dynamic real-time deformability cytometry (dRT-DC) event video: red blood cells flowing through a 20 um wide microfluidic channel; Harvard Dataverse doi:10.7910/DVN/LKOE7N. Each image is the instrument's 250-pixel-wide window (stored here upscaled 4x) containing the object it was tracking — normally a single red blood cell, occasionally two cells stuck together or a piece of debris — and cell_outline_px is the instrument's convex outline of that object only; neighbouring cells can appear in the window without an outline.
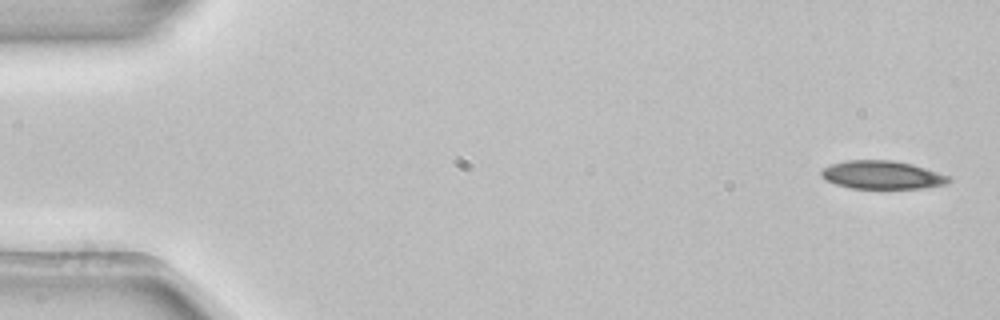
{"species": "common noctule bat (a hibernating species)", "species_latin": "Nyctalus noctula", "temperature_condition": "room temperature", "stored_images_in_passage": 4, "camera_frame_rate_fps": 3000, "um_per_image_px": 0.085, "animal": {"sex": "female", "body_mass_g": 22.7, "forearm_length_mm": 54.2}, "frame": {"image": 1, "passage_image": 1, "time_ms": 0.0, "image_size_px": [1000, 320], "cell_outline_px": [[952, 180], [948, 184], [920, 188], [848, 188], [824, 180], [820, 176], [820, 172], [824, 168], [832, 164], [848, 160], [892, 160], [912, 164], [948, 176]], "centroid_in_image_um": [74.95, 14.87], "position_along_channel_um": 10.1, "area_um2": 20.87}}
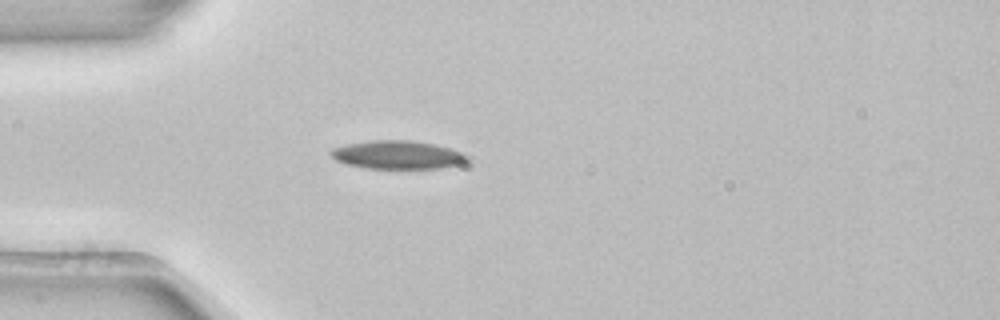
{"frame": {"image": 2, "passage_image": 4, "time_ms": 1.0, "image_size_px": [1000, 320], "cell_outline_px": [[472, 160], [460, 164], [440, 168], [368, 168], [348, 164], [336, 160], [328, 152], [332, 148], [348, 144], [372, 140], [408, 140], [432, 144], [452, 148], [464, 152], [472, 156]], "centroid_in_image_um": [33.88, 13.16], "position_along_channel_um": 51.1, "area_um2": 22.6}}